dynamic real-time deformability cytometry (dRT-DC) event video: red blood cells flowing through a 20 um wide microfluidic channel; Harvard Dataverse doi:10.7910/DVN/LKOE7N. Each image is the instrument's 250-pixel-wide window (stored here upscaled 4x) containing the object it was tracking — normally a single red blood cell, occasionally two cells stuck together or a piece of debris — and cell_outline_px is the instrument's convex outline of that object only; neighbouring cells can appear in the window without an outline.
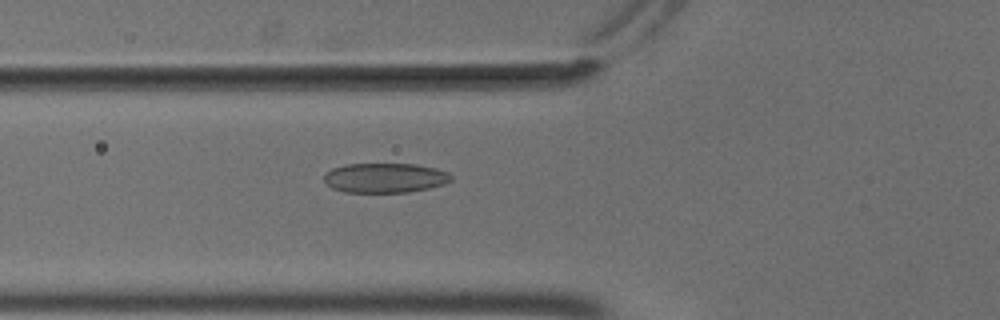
{"species": "common noctule bat (a hibernating species)", "species_latin": "Nyctalus noctula", "temperature_condition": "cold", "stored_images_in_passage": 55, "camera_frame_rate_fps": 3000, "um_per_image_px": 0.085, "animal": {"sex": "male", "body_mass_g": 18.8}, "frame": {"image": 1, "passage_image": 21, "time_ms": 6.667, "image_size_px": [1000, 320], "cell_outline_px": [[452, 180], [444, 184], [428, 188], [408, 192], [344, 192], [332, 188], [324, 180], [324, 172], [332, 168], [344, 164], [416, 164], [436, 168], [448, 172], [452, 176]], "centroid_in_image_um": [32.71, 15.11], "position_along_channel_um": 93.1, "area_um2": 22.08}}
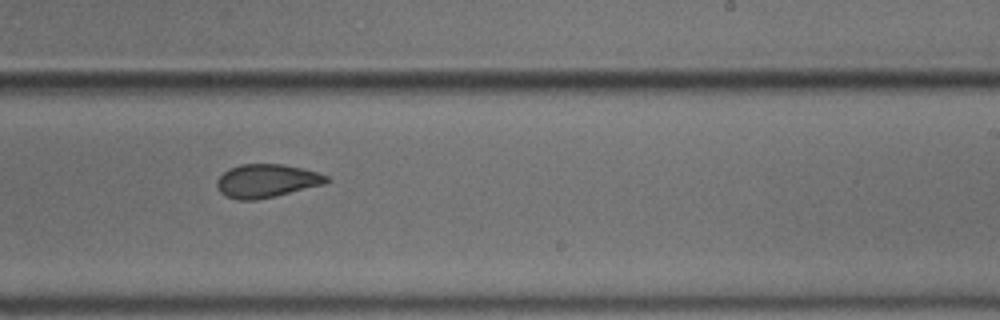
{"frame": {"image": 2, "passage_image": 35, "time_ms": 11.333, "image_size_px": [1000, 320], "cell_outline_px": [[328, 180], [324, 184], [276, 196], [256, 200], [236, 200], [224, 196], [220, 192], [216, 184], [216, 180], [228, 168], [240, 164], [284, 164], [304, 168], [328, 176]], "centroid_in_image_um": [22.62, 15.37], "position_along_channel_um": 266.4, "area_um2": 21.44}}
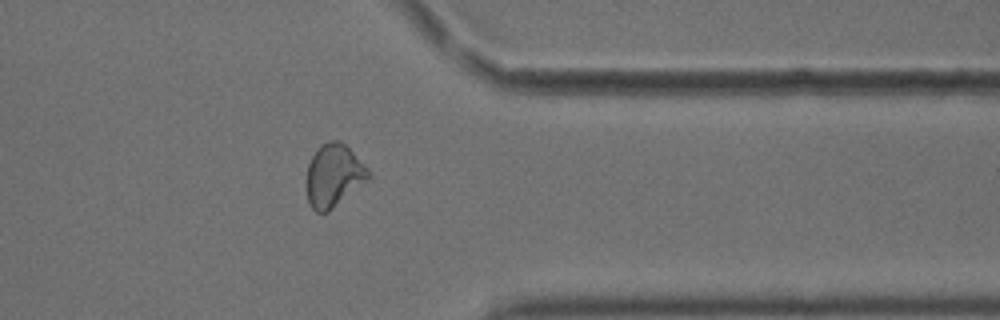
{"frame": {"image": 3, "passage_image": 45, "time_ms": 14.667, "image_size_px": [1000, 320], "cell_outline_px": [[372, 176], [368, 180], [328, 212], [316, 212], [308, 204], [308, 164], [316, 148], [320, 144], [328, 140], [336, 140], [344, 144], [372, 172]], "centroid_in_image_um": [28.38, 14.91], "position_along_channel_um": 383.0, "area_um2": 22.48}, "authors_computed_cell_mechanics": {"area_um2": 22.5998, "velocity_mm_per_s": 3.6935, "shape_relaxation_time_tau1_ms": 8.2407, "shape_relaxation_time_tau2_ms": 2.1603, "deformation_change_tau1": 0.1701, "deformation_change_tau2": 0.0776}}